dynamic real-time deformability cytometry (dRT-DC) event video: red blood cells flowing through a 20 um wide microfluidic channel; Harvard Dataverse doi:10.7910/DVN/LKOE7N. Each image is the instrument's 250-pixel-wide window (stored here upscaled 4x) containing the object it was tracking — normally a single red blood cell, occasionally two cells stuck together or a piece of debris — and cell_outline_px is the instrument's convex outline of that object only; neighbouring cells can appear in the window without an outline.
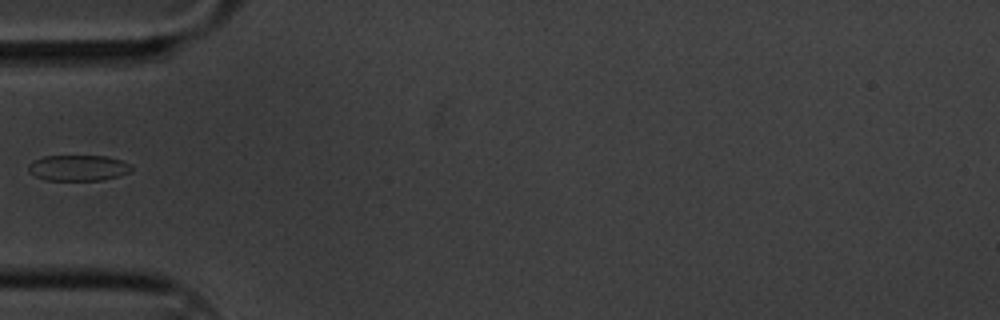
{"species": "common noctule bat (a hibernating species)", "species_latin": "Nyctalus noctula", "temperature_condition": "cold", "stored_images_in_passage": 41, "camera_frame_rate_fps": 3000, "um_per_image_px": 0.085, "animal": {"sex": "male", "body_mass_g": 20.1, "forearm_length_mm": 53.5}, "frame": {"image": 1, "passage_image": 1, "time_ms": 0.0, "image_size_px": [1000, 320], "cell_outline_px": [[132, 172], [120, 176], [104, 180], [44, 180], [28, 172], [28, 164], [44, 156], [108, 156], [132, 164]], "centroid_in_image_um": [6.69, 14.28], "position_along_channel_um": 78.3, "area_um2": 15.66}}
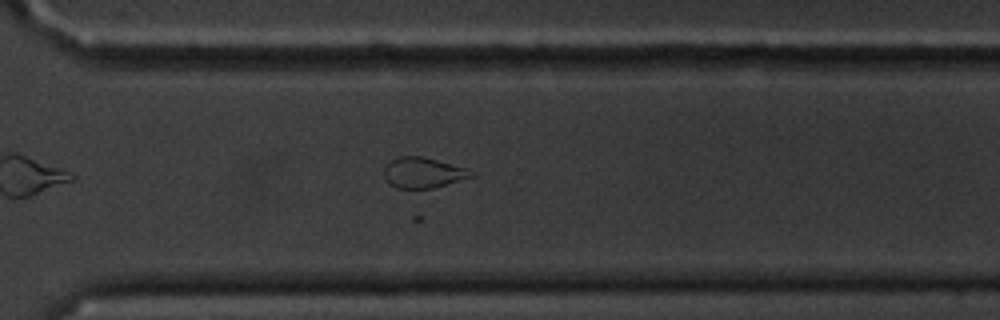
{"frame": {"image": 2, "passage_image": 24, "time_ms": 7.667, "image_size_px": [1000, 320], "cell_outline_px": [[476, 176], [436, 188], [396, 188], [384, 176], [384, 164], [400, 156], [420, 156], [468, 168], [476, 172]], "centroid_in_image_um": [36.03, 14.68], "position_along_channel_um": 334.6, "area_um2": 15.66}}